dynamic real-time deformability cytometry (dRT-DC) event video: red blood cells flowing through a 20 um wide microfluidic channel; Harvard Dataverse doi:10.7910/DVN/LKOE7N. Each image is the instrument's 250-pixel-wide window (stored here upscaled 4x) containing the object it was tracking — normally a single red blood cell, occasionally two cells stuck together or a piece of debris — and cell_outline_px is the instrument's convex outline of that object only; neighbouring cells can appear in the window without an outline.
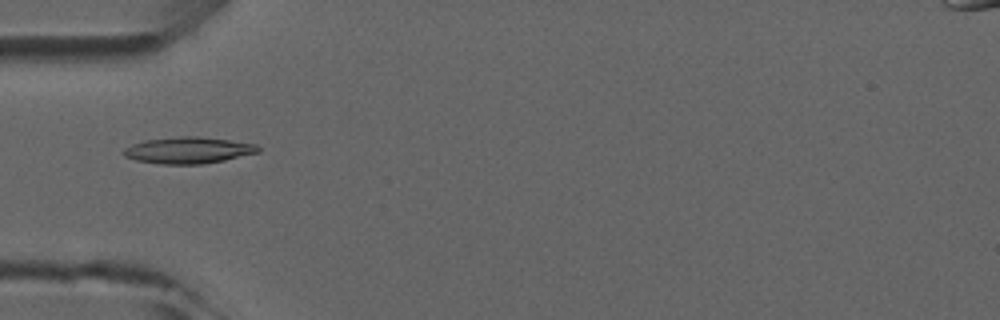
{"species": "common noctule bat (a hibernating species)", "species_latin": "Nyctalus noctula", "temperature_condition": "room temperature", "stored_images_in_passage": 5, "camera_frame_rate_fps": 3000, "um_per_image_px": 0.085, "animal": {"sex": "male", "forearm_length_mm": 52.5}, "frame": {"image": 1, "passage_image": 4, "time_ms": 4.0, "image_size_px": [1000, 320], "cell_outline_px": [[260, 152], [224, 160], [204, 164], [160, 164], [136, 160], [124, 156], [120, 152], [124, 148], [132, 144], [144, 140], [180, 136], [200, 136], [256, 144], [260, 148]], "centroid_in_image_um": [15.98, 12.77], "position_along_channel_um": 69.0, "area_um2": 20.87}}